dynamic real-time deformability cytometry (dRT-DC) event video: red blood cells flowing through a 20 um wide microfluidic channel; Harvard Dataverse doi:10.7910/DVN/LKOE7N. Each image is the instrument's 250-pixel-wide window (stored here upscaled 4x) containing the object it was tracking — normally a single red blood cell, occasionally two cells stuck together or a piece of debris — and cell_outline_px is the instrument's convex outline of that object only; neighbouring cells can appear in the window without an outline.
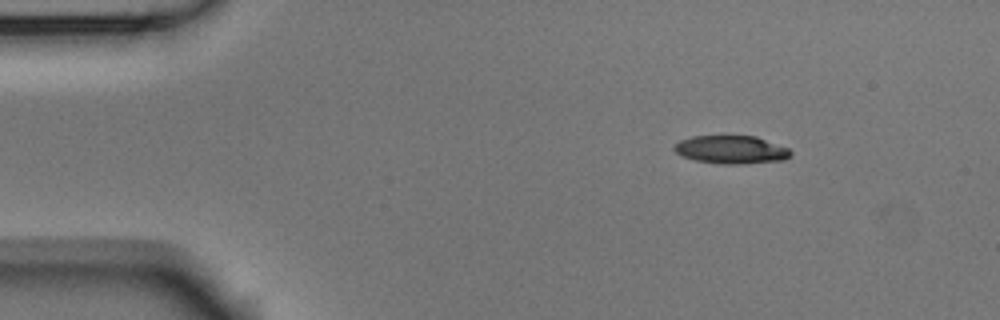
{"species": "Egyptian fruit bat (a non-hibernating species)", "species_latin": "Rousettus aegyptiacus", "temperature_condition": "room temperature", "stored_images_in_passage": 48, "camera_frame_rate_fps": 3000, "um_per_image_px": 0.085, "animal": {"sex": "male"}, "frame": {"image": 1, "passage_image": 1, "time_ms": 0.0, "image_size_px": [1000, 320], "cell_outline_px": [[792, 156], [784, 160], [740, 164], [720, 164], [696, 160], [684, 156], [676, 152], [672, 148], [680, 140], [692, 136], [756, 136], [788, 148], [792, 152]], "centroid_in_image_um": [62.18, 12.72], "position_along_channel_um": 22.8, "area_um2": 19.02}}
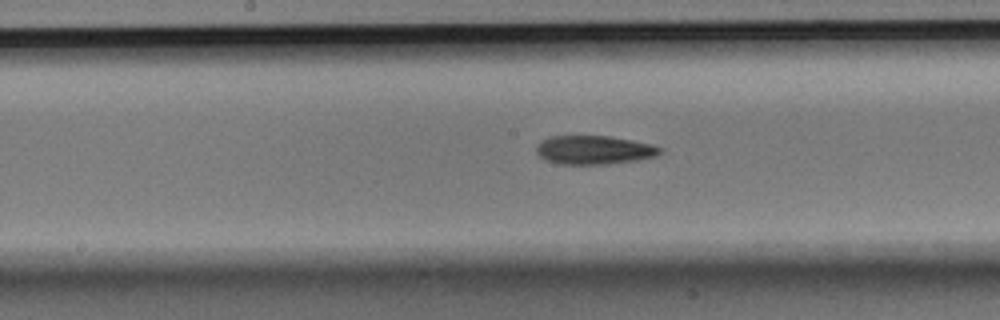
{"frame": {"image": 2, "passage_image": 21, "time_ms": 6.667, "image_size_px": [1000, 320], "cell_outline_px": [[664, 152], [656, 156], [640, 160], [608, 164], [560, 164], [544, 160], [536, 152], [536, 148], [540, 140], [548, 136], [608, 136], [632, 140], [652, 144], [660, 148]], "centroid_in_image_um": [50.49, 12.75], "position_along_channel_um": 197.7, "area_um2": 20.92}}
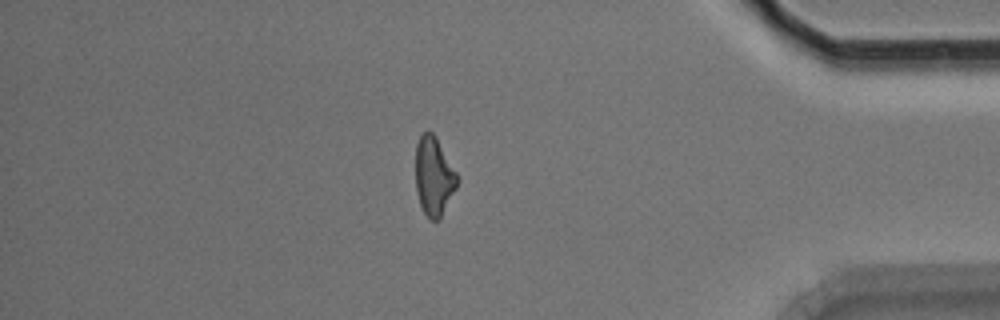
{"frame": {"image": 3, "passage_image": 40, "time_ms": 13.0, "image_size_px": [1000, 320], "cell_outline_px": [[460, 180], [440, 220], [428, 220], [420, 204], [416, 192], [416, 144], [420, 136], [428, 128], [436, 136], [456, 172]], "centroid_in_image_um": [36.88, 14.99], "position_along_channel_um": 398.3, "area_um2": 19.31}, "authors_computed_cell_mechanics": {"area_um2": 19.9988, "velocity_mm_per_s": 3.7092, "shape_relaxation_time_tau1_ms": 8.5205, "shape_relaxation_time_tau2_ms": 3.7995, "deformation_change_tau1": 0.2005, "deformation_change_tau2": 0.1371}}